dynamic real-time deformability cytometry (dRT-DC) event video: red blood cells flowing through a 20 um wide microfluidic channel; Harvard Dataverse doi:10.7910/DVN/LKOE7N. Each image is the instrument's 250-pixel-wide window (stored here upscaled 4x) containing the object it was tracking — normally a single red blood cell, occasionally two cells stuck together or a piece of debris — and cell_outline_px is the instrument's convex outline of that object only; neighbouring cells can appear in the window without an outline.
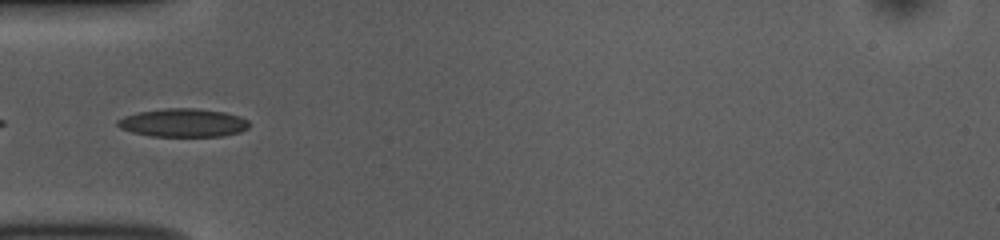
{"species": "common noctule bat (a hibernating species)", "species_latin": "Nyctalus noctula", "temperature_condition": "room temperature", "stored_images_in_passage": 39, "camera_frame_rate_fps": 3000, "um_per_image_px": 0.085, "animal": {"sex": "female", "body_mass_g": 10.0, "forearm_length_mm": 53.1}, "frame": {"image": 1, "passage_image": 4, "time_ms": 1.0, "image_size_px": [1000, 240], "cell_outline_px": [[248, 128], [240, 132], [224, 136], [152, 136], [132, 132], [120, 128], [116, 124], [116, 120], [124, 116], [140, 112], [164, 108], [196, 108], [224, 112], [240, 116], [248, 120]], "centroid_in_image_um": [15.57, 10.43], "position_along_channel_um": 69.4, "area_um2": 21.73}}
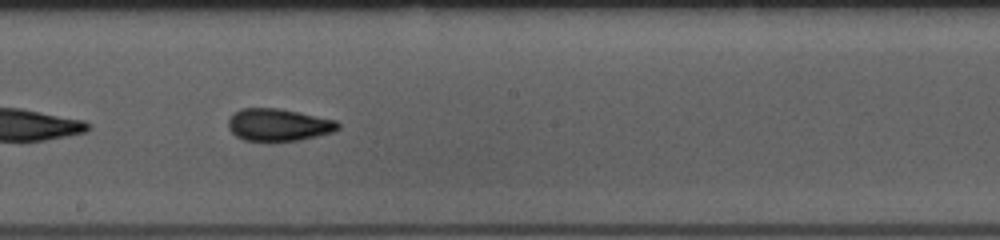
{"frame": {"image": 2, "passage_image": 16, "time_ms": 5.0, "image_size_px": [1000, 240], "cell_outline_px": [[340, 128], [336, 132], [300, 140], [244, 140], [236, 136], [228, 128], [228, 120], [232, 112], [240, 108], [276, 108], [336, 120], [340, 124]], "centroid_in_image_um": [23.67, 10.6], "position_along_channel_um": 224.5, "area_um2": 20.63}}
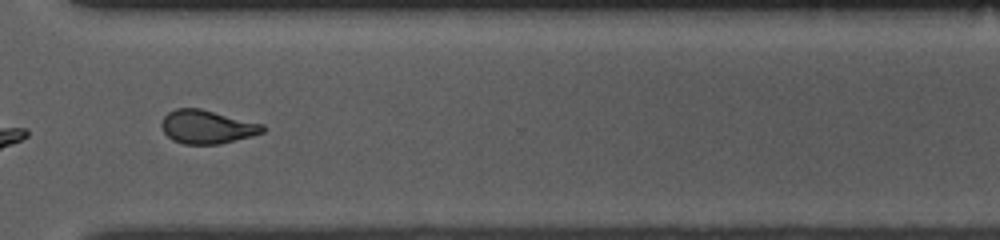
{"frame": {"image": 3, "passage_image": 26, "time_ms": 8.333, "image_size_px": [1000, 240], "cell_outline_px": [[268, 128], [264, 132], [252, 136], [220, 144], [184, 144], [172, 140], [164, 132], [160, 124], [164, 116], [168, 112], [176, 108], [200, 108], [264, 124]], "centroid_in_image_um": [17.62, 10.78], "position_along_channel_um": 353.0, "area_um2": 19.94}, "authors_computed_cell_mechanics": {"area_um2": 20.2878, "velocity_mm_per_s": 3.8619, "shape_relaxation_time_tau1_ms": 5.1728, "shape_relaxation_time_tau2_ms": 2.0764, "deformation_change_tau1": 0.1425, "deformation_change_tau2": 0.0814}}